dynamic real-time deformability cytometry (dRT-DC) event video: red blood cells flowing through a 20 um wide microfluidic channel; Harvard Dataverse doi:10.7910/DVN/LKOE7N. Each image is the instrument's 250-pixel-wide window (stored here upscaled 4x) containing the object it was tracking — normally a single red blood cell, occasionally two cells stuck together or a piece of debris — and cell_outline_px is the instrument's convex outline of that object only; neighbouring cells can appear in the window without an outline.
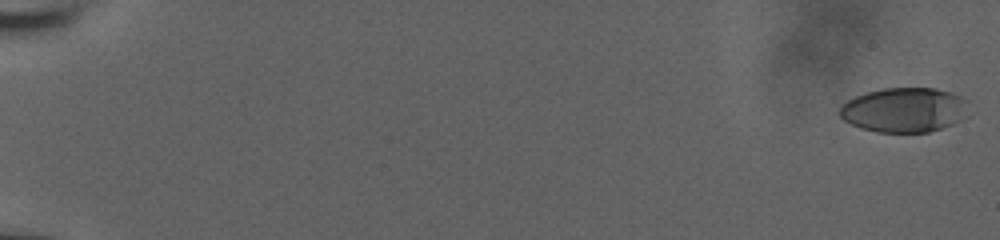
{"species": "human", "species_latin": "Homo sapiens", "temperature_condition": "room temperature", "stored_images_in_passage": 56, "camera_frame_rate_fps": 3000, "um_per_image_px": 0.085, "donor": {"sex": "male"}, "frame": {"image": 1, "passage_image": 1, "time_ms": 0.0, "image_size_px": [1000, 240], "cell_outline_px": [[968, 116], [952, 124], [928, 132], [876, 132], [860, 128], [844, 120], [840, 116], [840, 108], [848, 100], [856, 96], [868, 92], [884, 88], [936, 88], [952, 92], [968, 100]], "centroid_in_image_um": [76.91, 9.34], "position_along_channel_um": 8.1, "area_um2": 33.64}}
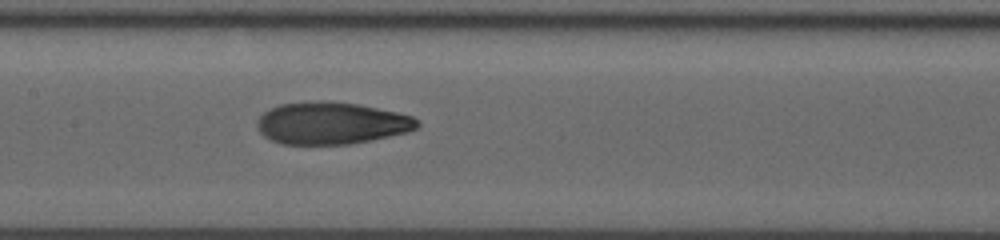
{"frame": {"image": 2, "passage_image": 31, "time_ms": 10.0, "image_size_px": [1000, 240], "cell_outline_px": [[420, 124], [416, 128], [408, 132], [348, 144], [280, 144], [264, 136], [260, 132], [256, 124], [256, 120], [264, 112], [280, 104], [320, 100], [328, 100], [356, 104], [396, 112], [412, 116], [420, 120]], "centroid_in_image_um": [28.15, 10.46], "position_along_channel_um": 179.3, "area_um2": 39.19}}
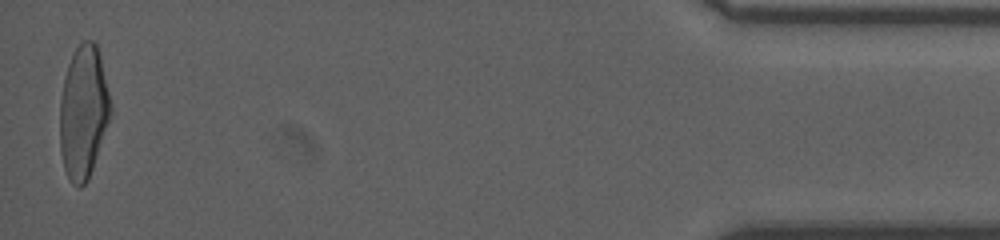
{"frame": {"image": 3, "passage_image": 56, "time_ms": 18.333, "image_size_px": [1000, 240], "cell_outline_px": [[112, 112], [88, 180], [80, 188], [72, 184], [64, 168], [60, 152], [60, 100], [64, 80], [68, 64], [76, 48], [84, 40], [92, 40], [96, 44], [100, 56], [112, 108]], "centroid_in_image_um": [7.08, 9.55], "position_along_channel_um": 428.1, "area_um2": 38.96}, "authors_computed_cell_mechanics": {"area_um2": 38.2636, "velocity_mm_per_s": 3.944, "shape_relaxation_time_tau1_ms": 5.5248, "shape_relaxation_time_tau2_ms": 1.8555, "deformation_change_tau1": 0.2261, "deformation_change_tau2": 0.0775}}